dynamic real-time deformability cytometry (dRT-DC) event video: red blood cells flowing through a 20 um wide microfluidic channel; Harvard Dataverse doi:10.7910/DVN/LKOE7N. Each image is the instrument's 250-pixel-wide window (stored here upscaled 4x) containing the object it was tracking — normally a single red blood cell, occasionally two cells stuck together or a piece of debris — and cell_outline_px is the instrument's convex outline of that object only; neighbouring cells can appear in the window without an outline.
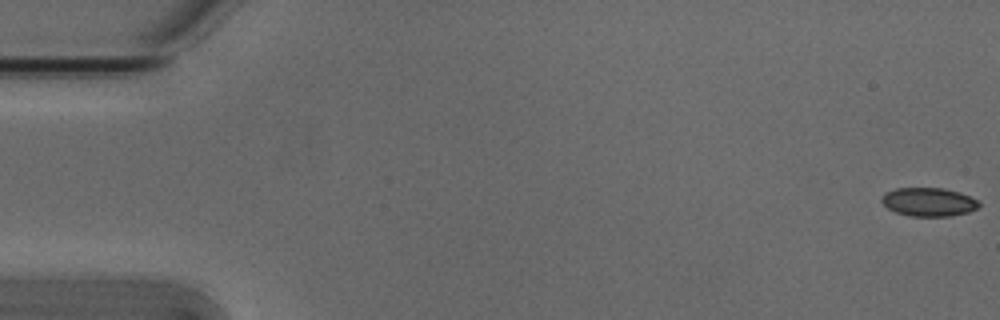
{"species": "Egyptian fruit bat (a non-hibernating species)", "species_latin": "Rousettus aegyptiacus", "temperature_condition": "cold", "stored_images_in_passage": 5, "camera_frame_rate_fps": 3000, "um_per_image_px": 0.085, "animal": {"sex": "male"}, "frame": {"image": 1, "passage_image": 1, "time_ms": 0.0, "image_size_px": [1000, 320], "cell_outline_px": [[980, 204], [976, 208], [968, 212], [948, 216], [912, 216], [896, 212], [888, 208], [880, 200], [880, 196], [884, 192], [896, 188], [944, 188], [960, 192], [976, 200]], "centroid_in_image_um": [78.88, 17.15], "position_along_channel_um": 6.1, "area_um2": 16.13}}
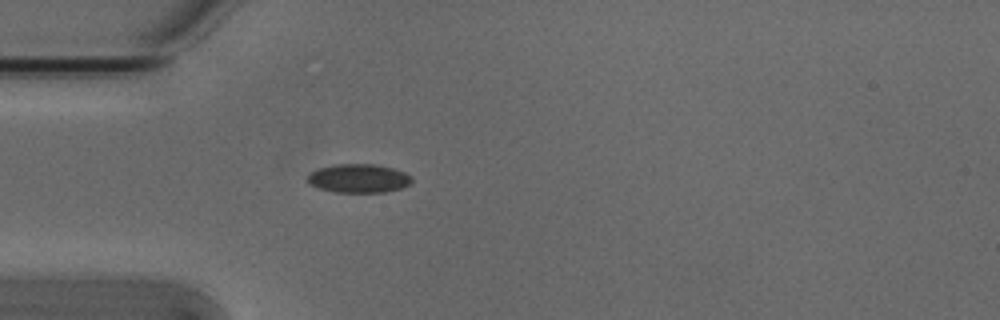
{"frame": {"image": 2, "passage_image": 5, "time_ms": 1.333, "image_size_px": [1000, 320], "cell_outline_px": [[412, 180], [408, 184], [400, 188], [384, 192], [336, 192], [320, 188], [308, 184], [308, 176], [312, 172], [320, 168], [336, 164], [376, 164], [392, 168], [404, 172], [412, 176]], "centroid_in_image_um": [30.49, 15.16], "position_along_channel_um": 54.5, "area_um2": 17.22}}